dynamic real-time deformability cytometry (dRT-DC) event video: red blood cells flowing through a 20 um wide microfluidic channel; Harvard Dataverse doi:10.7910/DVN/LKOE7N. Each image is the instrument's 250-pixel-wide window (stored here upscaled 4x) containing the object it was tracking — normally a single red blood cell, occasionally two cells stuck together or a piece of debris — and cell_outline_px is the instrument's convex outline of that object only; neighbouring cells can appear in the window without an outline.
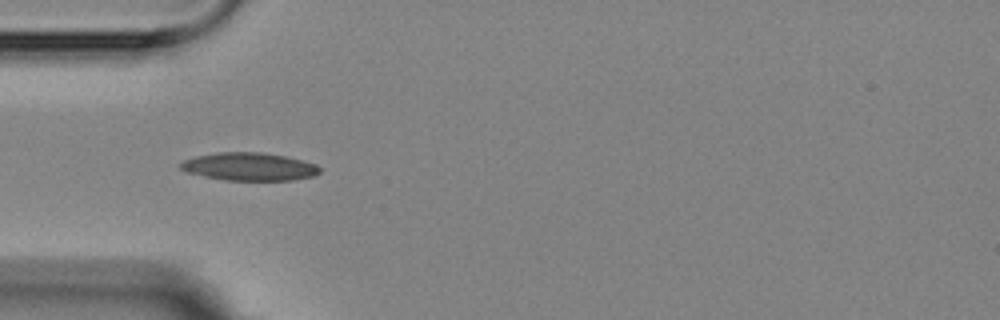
{"species": "Egyptian fruit bat (a non-hibernating species)", "species_latin": "Rousettus aegyptiacus", "temperature_condition": "room temperature", "stored_images_in_passage": 15, "camera_frame_rate_fps": 3000, "um_per_image_px": 0.085, "animal": {"sex": "female"}, "frame": {"image": 1, "passage_image": 4, "time_ms": 3.333, "image_size_px": [1000, 320], "cell_outline_px": [[320, 172], [312, 176], [292, 180], [224, 180], [204, 176], [188, 172], [180, 168], [176, 164], [184, 160], [196, 156], [220, 152], [260, 152], [284, 156], [316, 164], [320, 168]], "centroid_in_image_um": [21.15, 14.16], "position_along_channel_um": 63.8, "area_um2": 22.48}}
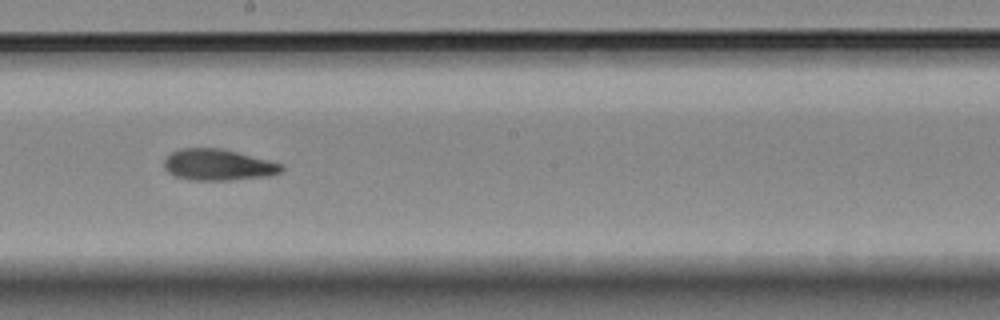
{"frame": {"image": 2, "passage_image": 8, "time_ms": 8.0, "image_size_px": [1000, 320], "cell_outline_px": [[284, 168], [280, 172], [268, 176], [232, 180], [188, 180], [176, 176], [168, 172], [164, 168], [164, 160], [172, 152], [180, 148], [220, 148], [284, 164]], "centroid_in_image_um": [18.53, 14.02], "position_along_channel_um": 229.7, "area_um2": 21.33}}
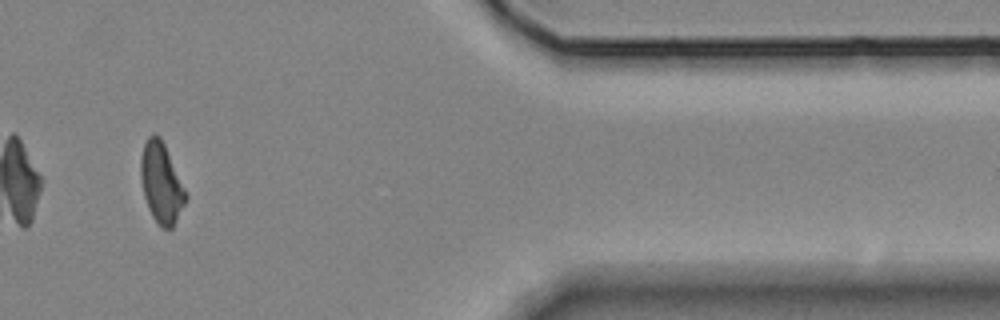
{"frame": {"image": 3, "passage_image": 13, "time_ms": 13.667, "image_size_px": [1000, 320], "cell_outline_px": [[188, 196], [172, 228], [164, 228], [152, 216], [148, 208], [144, 196], [140, 176], [140, 156], [144, 144], [148, 136], [152, 132], [160, 136], [164, 144]], "centroid_in_image_um": [13.68, 15.51], "position_along_channel_um": 397.7, "area_um2": 20.75}, "authors_computed_cell_mechanics": {"area_um2": 21.3282, "velocity_mm_per_s": 3.5516, "shape_relaxation_time_tau1_ms": 7.4416, "shape_relaxation_time_tau2_ms": 4.138, "deformation_change_tau1": 0.1426, "deformation_change_tau2": 0.1003}}